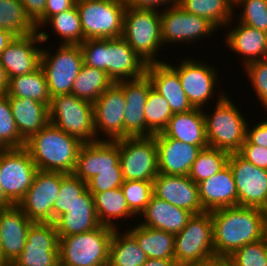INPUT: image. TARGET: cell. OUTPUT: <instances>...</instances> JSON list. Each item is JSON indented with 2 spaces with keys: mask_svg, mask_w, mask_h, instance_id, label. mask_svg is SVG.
<instances>
[{
  "mask_svg": "<svg viewBox=\"0 0 267 266\" xmlns=\"http://www.w3.org/2000/svg\"><path fill=\"white\" fill-rule=\"evenodd\" d=\"M37 171V166L24 147L0 149V183L6 197L14 205L23 199Z\"/></svg>",
  "mask_w": 267,
  "mask_h": 266,
  "instance_id": "4fadbf2b",
  "label": "cell"
},
{
  "mask_svg": "<svg viewBox=\"0 0 267 266\" xmlns=\"http://www.w3.org/2000/svg\"><path fill=\"white\" fill-rule=\"evenodd\" d=\"M0 265H4V255L2 252L1 239H0Z\"/></svg>",
  "mask_w": 267,
  "mask_h": 266,
  "instance_id": "94428289",
  "label": "cell"
},
{
  "mask_svg": "<svg viewBox=\"0 0 267 266\" xmlns=\"http://www.w3.org/2000/svg\"><path fill=\"white\" fill-rule=\"evenodd\" d=\"M199 200L206 212L237 205V188L229 165L198 183Z\"/></svg>",
  "mask_w": 267,
  "mask_h": 266,
  "instance_id": "484cf974",
  "label": "cell"
},
{
  "mask_svg": "<svg viewBox=\"0 0 267 266\" xmlns=\"http://www.w3.org/2000/svg\"><path fill=\"white\" fill-rule=\"evenodd\" d=\"M0 28L15 36L32 35L38 31L20 0H0Z\"/></svg>",
  "mask_w": 267,
  "mask_h": 266,
  "instance_id": "74e56055",
  "label": "cell"
},
{
  "mask_svg": "<svg viewBox=\"0 0 267 266\" xmlns=\"http://www.w3.org/2000/svg\"><path fill=\"white\" fill-rule=\"evenodd\" d=\"M158 157V171L162 174L188 176L192 164L202 149L192 144L155 134Z\"/></svg>",
  "mask_w": 267,
  "mask_h": 266,
  "instance_id": "603a6c76",
  "label": "cell"
},
{
  "mask_svg": "<svg viewBox=\"0 0 267 266\" xmlns=\"http://www.w3.org/2000/svg\"><path fill=\"white\" fill-rule=\"evenodd\" d=\"M174 245L175 260L179 266L197 265L216 259L211 213L193 214L187 225L175 235Z\"/></svg>",
  "mask_w": 267,
  "mask_h": 266,
  "instance_id": "9c48e42d",
  "label": "cell"
},
{
  "mask_svg": "<svg viewBox=\"0 0 267 266\" xmlns=\"http://www.w3.org/2000/svg\"><path fill=\"white\" fill-rule=\"evenodd\" d=\"M48 108L52 125L83 144L96 141L93 103L73 94H64L52 96Z\"/></svg>",
  "mask_w": 267,
  "mask_h": 266,
  "instance_id": "52a82bcc",
  "label": "cell"
},
{
  "mask_svg": "<svg viewBox=\"0 0 267 266\" xmlns=\"http://www.w3.org/2000/svg\"><path fill=\"white\" fill-rule=\"evenodd\" d=\"M49 35L38 30L32 35L15 36L0 53V61L8 79L32 73L40 67L42 48L38 45L44 44Z\"/></svg>",
  "mask_w": 267,
  "mask_h": 266,
  "instance_id": "ac0fdd59",
  "label": "cell"
},
{
  "mask_svg": "<svg viewBox=\"0 0 267 266\" xmlns=\"http://www.w3.org/2000/svg\"><path fill=\"white\" fill-rule=\"evenodd\" d=\"M15 38V35L10 31L0 28V53L8 46Z\"/></svg>",
  "mask_w": 267,
  "mask_h": 266,
  "instance_id": "9f6ffc18",
  "label": "cell"
},
{
  "mask_svg": "<svg viewBox=\"0 0 267 266\" xmlns=\"http://www.w3.org/2000/svg\"><path fill=\"white\" fill-rule=\"evenodd\" d=\"M141 216L144 221L139 224L176 235L187 225L193 213L152 195Z\"/></svg>",
  "mask_w": 267,
  "mask_h": 266,
  "instance_id": "f1b7e54d",
  "label": "cell"
},
{
  "mask_svg": "<svg viewBox=\"0 0 267 266\" xmlns=\"http://www.w3.org/2000/svg\"><path fill=\"white\" fill-rule=\"evenodd\" d=\"M82 144L49 122L25 142L24 148L38 170L73 174Z\"/></svg>",
  "mask_w": 267,
  "mask_h": 266,
  "instance_id": "3957f363",
  "label": "cell"
},
{
  "mask_svg": "<svg viewBox=\"0 0 267 266\" xmlns=\"http://www.w3.org/2000/svg\"><path fill=\"white\" fill-rule=\"evenodd\" d=\"M119 231L110 240L108 266H142L148 259L145 252L127 231Z\"/></svg>",
  "mask_w": 267,
  "mask_h": 266,
  "instance_id": "d590c367",
  "label": "cell"
},
{
  "mask_svg": "<svg viewBox=\"0 0 267 266\" xmlns=\"http://www.w3.org/2000/svg\"><path fill=\"white\" fill-rule=\"evenodd\" d=\"M230 153L207 147L201 150L192 164L189 178L196 184L208 179L228 165Z\"/></svg>",
  "mask_w": 267,
  "mask_h": 266,
  "instance_id": "ab89813d",
  "label": "cell"
},
{
  "mask_svg": "<svg viewBox=\"0 0 267 266\" xmlns=\"http://www.w3.org/2000/svg\"><path fill=\"white\" fill-rule=\"evenodd\" d=\"M236 5V6H235ZM234 7H243L238 14V22L267 33V5L265 0H236Z\"/></svg>",
  "mask_w": 267,
  "mask_h": 266,
  "instance_id": "f6af8a7d",
  "label": "cell"
},
{
  "mask_svg": "<svg viewBox=\"0 0 267 266\" xmlns=\"http://www.w3.org/2000/svg\"><path fill=\"white\" fill-rule=\"evenodd\" d=\"M168 138L199 147H209L203 109L193 108L184 113L173 114L161 132Z\"/></svg>",
  "mask_w": 267,
  "mask_h": 266,
  "instance_id": "f546056e",
  "label": "cell"
},
{
  "mask_svg": "<svg viewBox=\"0 0 267 266\" xmlns=\"http://www.w3.org/2000/svg\"><path fill=\"white\" fill-rule=\"evenodd\" d=\"M6 94L18 98H31L48 107L51 101L46 77L41 67L32 73L10 78Z\"/></svg>",
  "mask_w": 267,
  "mask_h": 266,
  "instance_id": "e575fe53",
  "label": "cell"
},
{
  "mask_svg": "<svg viewBox=\"0 0 267 266\" xmlns=\"http://www.w3.org/2000/svg\"><path fill=\"white\" fill-rule=\"evenodd\" d=\"M75 0H47L43 13V24L53 15L71 9L75 6Z\"/></svg>",
  "mask_w": 267,
  "mask_h": 266,
  "instance_id": "f5cc1de1",
  "label": "cell"
},
{
  "mask_svg": "<svg viewBox=\"0 0 267 266\" xmlns=\"http://www.w3.org/2000/svg\"><path fill=\"white\" fill-rule=\"evenodd\" d=\"M114 230L100 225L86 233L59 236L62 266H108L109 245Z\"/></svg>",
  "mask_w": 267,
  "mask_h": 266,
  "instance_id": "8992f818",
  "label": "cell"
},
{
  "mask_svg": "<svg viewBox=\"0 0 267 266\" xmlns=\"http://www.w3.org/2000/svg\"><path fill=\"white\" fill-rule=\"evenodd\" d=\"M124 3L127 7L136 9H158L160 6L165 8L173 6L178 3V0H124Z\"/></svg>",
  "mask_w": 267,
  "mask_h": 266,
  "instance_id": "db71d44e",
  "label": "cell"
},
{
  "mask_svg": "<svg viewBox=\"0 0 267 266\" xmlns=\"http://www.w3.org/2000/svg\"><path fill=\"white\" fill-rule=\"evenodd\" d=\"M146 74L153 88L166 98L173 114L188 112L194 108L181 86L178 73L166 61L149 63Z\"/></svg>",
  "mask_w": 267,
  "mask_h": 266,
  "instance_id": "d4e9b609",
  "label": "cell"
},
{
  "mask_svg": "<svg viewBox=\"0 0 267 266\" xmlns=\"http://www.w3.org/2000/svg\"><path fill=\"white\" fill-rule=\"evenodd\" d=\"M55 51L52 54L49 48H42L40 60L51 97L71 94L74 80L84 64L80 45L60 44Z\"/></svg>",
  "mask_w": 267,
  "mask_h": 266,
  "instance_id": "30bf717a",
  "label": "cell"
},
{
  "mask_svg": "<svg viewBox=\"0 0 267 266\" xmlns=\"http://www.w3.org/2000/svg\"><path fill=\"white\" fill-rule=\"evenodd\" d=\"M255 126L247 124L246 138L255 145L267 148V119L259 121Z\"/></svg>",
  "mask_w": 267,
  "mask_h": 266,
  "instance_id": "816d5d0a",
  "label": "cell"
},
{
  "mask_svg": "<svg viewBox=\"0 0 267 266\" xmlns=\"http://www.w3.org/2000/svg\"><path fill=\"white\" fill-rule=\"evenodd\" d=\"M127 229L147 258L175 259L174 234L144 226L139 222L133 228Z\"/></svg>",
  "mask_w": 267,
  "mask_h": 266,
  "instance_id": "1f68e13d",
  "label": "cell"
},
{
  "mask_svg": "<svg viewBox=\"0 0 267 266\" xmlns=\"http://www.w3.org/2000/svg\"><path fill=\"white\" fill-rule=\"evenodd\" d=\"M0 266H14L13 264H6V265H0Z\"/></svg>",
  "mask_w": 267,
  "mask_h": 266,
  "instance_id": "be15d7a7",
  "label": "cell"
},
{
  "mask_svg": "<svg viewBox=\"0 0 267 266\" xmlns=\"http://www.w3.org/2000/svg\"><path fill=\"white\" fill-rule=\"evenodd\" d=\"M215 103V108H211L212 114H206L207 106L203 108L208 145L228 153H238L246 140L247 119L227 94Z\"/></svg>",
  "mask_w": 267,
  "mask_h": 266,
  "instance_id": "277c9868",
  "label": "cell"
},
{
  "mask_svg": "<svg viewBox=\"0 0 267 266\" xmlns=\"http://www.w3.org/2000/svg\"><path fill=\"white\" fill-rule=\"evenodd\" d=\"M66 173L38 170L31 187L17 206L33 222L53 223V204Z\"/></svg>",
  "mask_w": 267,
  "mask_h": 266,
  "instance_id": "9a60e30c",
  "label": "cell"
},
{
  "mask_svg": "<svg viewBox=\"0 0 267 266\" xmlns=\"http://www.w3.org/2000/svg\"><path fill=\"white\" fill-rule=\"evenodd\" d=\"M8 81L9 79L0 61V93H6L8 88Z\"/></svg>",
  "mask_w": 267,
  "mask_h": 266,
  "instance_id": "680465c9",
  "label": "cell"
},
{
  "mask_svg": "<svg viewBox=\"0 0 267 266\" xmlns=\"http://www.w3.org/2000/svg\"><path fill=\"white\" fill-rule=\"evenodd\" d=\"M105 169H121L117 140H96L82 144L73 174L87 182Z\"/></svg>",
  "mask_w": 267,
  "mask_h": 266,
  "instance_id": "7402d4cb",
  "label": "cell"
},
{
  "mask_svg": "<svg viewBox=\"0 0 267 266\" xmlns=\"http://www.w3.org/2000/svg\"><path fill=\"white\" fill-rule=\"evenodd\" d=\"M227 259L231 266H267V236L237 249Z\"/></svg>",
  "mask_w": 267,
  "mask_h": 266,
  "instance_id": "bcb514c9",
  "label": "cell"
},
{
  "mask_svg": "<svg viewBox=\"0 0 267 266\" xmlns=\"http://www.w3.org/2000/svg\"><path fill=\"white\" fill-rule=\"evenodd\" d=\"M162 42L167 43H194L211 37L218 28L206 18L190 14L178 3L164 9H160ZM207 35V36H206ZM187 42V43H186Z\"/></svg>",
  "mask_w": 267,
  "mask_h": 266,
  "instance_id": "5bb4252c",
  "label": "cell"
},
{
  "mask_svg": "<svg viewBox=\"0 0 267 266\" xmlns=\"http://www.w3.org/2000/svg\"><path fill=\"white\" fill-rule=\"evenodd\" d=\"M147 128L155 135L161 133L167 126L173 113L166 98L160 95L153 86L144 107Z\"/></svg>",
  "mask_w": 267,
  "mask_h": 266,
  "instance_id": "60d3db41",
  "label": "cell"
},
{
  "mask_svg": "<svg viewBox=\"0 0 267 266\" xmlns=\"http://www.w3.org/2000/svg\"><path fill=\"white\" fill-rule=\"evenodd\" d=\"M238 153L256 167L267 169V148L252 144L246 138Z\"/></svg>",
  "mask_w": 267,
  "mask_h": 266,
  "instance_id": "681fc988",
  "label": "cell"
},
{
  "mask_svg": "<svg viewBox=\"0 0 267 266\" xmlns=\"http://www.w3.org/2000/svg\"><path fill=\"white\" fill-rule=\"evenodd\" d=\"M87 190L86 182L74 174H67L60 185V192L53 204V222L62 214L67 213L69 208Z\"/></svg>",
  "mask_w": 267,
  "mask_h": 266,
  "instance_id": "7bdbcfd3",
  "label": "cell"
},
{
  "mask_svg": "<svg viewBox=\"0 0 267 266\" xmlns=\"http://www.w3.org/2000/svg\"><path fill=\"white\" fill-rule=\"evenodd\" d=\"M112 83L105 71L83 64L74 80L71 94L94 103Z\"/></svg>",
  "mask_w": 267,
  "mask_h": 266,
  "instance_id": "8d00e7d4",
  "label": "cell"
},
{
  "mask_svg": "<svg viewBox=\"0 0 267 266\" xmlns=\"http://www.w3.org/2000/svg\"><path fill=\"white\" fill-rule=\"evenodd\" d=\"M14 204L6 197L3 187L0 183V209L13 207Z\"/></svg>",
  "mask_w": 267,
  "mask_h": 266,
  "instance_id": "91938a15",
  "label": "cell"
},
{
  "mask_svg": "<svg viewBox=\"0 0 267 266\" xmlns=\"http://www.w3.org/2000/svg\"><path fill=\"white\" fill-rule=\"evenodd\" d=\"M124 183V178L121 169H105L99 171V174L89 179L87 190L90 193L104 192L110 189L121 187Z\"/></svg>",
  "mask_w": 267,
  "mask_h": 266,
  "instance_id": "c3c4849f",
  "label": "cell"
},
{
  "mask_svg": "<svg viewBox=\"0 0 267 266\" xmlns=\"http://www.w3.org/2000/svg\"><path fill=\"white\" fill-rule=\"evenodd\" d=\"M27 15L36 24L38 30H42L43 26V13L47 0H20Z\"/></svg>",
  "mask_w": 267,
  "mask_h": 266,
  "instance_id": "f907efd6",
  "label": "cell"
},
{
  "mask_svg": "<svg viewBox=\"0 0 267 266\" xmlns=\"http://www.w3.org/2000/svg\"><path fill=\"white\" fill-rule=\"evenodd\" d=\"M124 181H153L159 174L155 135L117 140Z\"/></svg>",
  "mask_w": 267,
  "mask_h": 266,
  "instance_id": "8fae6325",
  "label": "cell"
},
{
  "mask_svg": "<svg viewBox=\"0 0 267 266\" xmlns=\"http://www.w3.org/2000/svg\"><path fill=\"white\" fill-rule=\"evenodd\" d=\"M216 258L227 259L237 249L267 236V211L230 206L211 211Z\"/></svg>",
  "mask_w": 267,
  "mask_h": 266,
  "instance_id": "6da1fadb",
  "label": "cell"
},
{
  "mask_svg": "<svg viewBox=\"0 0 267 266\" xmlns=\"http://www.w3.org/2000/svg\"><path fill=\"white\" fill-rule=\"evenodd\" d=\"M125 105L123 90L116 82L97 98L93 103L96 140L115 141L124 138ZM100 133L105 139L101 138Z\"/></svg>",
  "mask_w": 267,
  "mask_h": 266,
  "instance_id": "e0dca14e",
  "label": "cell"
},
{
  "mask_svg": "<svg viewBox=\"0 0 267 266\" xmlns=\"http://www.w3.org/2000/svg\"><path fill=\"white\" fill-rule=\"evenodd\" d=\"M48 266H62L60 259H58L54 264L48 265Z\"/></svg>",
  "mask_w": 267,
  "mask_h": 266,
  "instance_id": "6125c7cd",
  "label": "cell"
},
{
  "mask_svg": "<svg viewBox=\"0 0 267 266\" xmlns=\"http://www.w3.org/2000/svg\"><path fill=\"white\" fill-rule=\"evenodd\" d=\"M159 9H136L126 7L122 38L147 63L165 62L157 60L162 42Z\"/></svg>",
  "mask_w": 267,
  "mask_h": 266,
  "instance_id": "5b68a950",
  "label": "cell"
},
{
  "mask_svg": "<svg viewBox=\"0 0 267 266\" xmlns=\"http://www.w3.org/2000/svg\"><path fill=\"white\" fill-rule=\"evenodd\" d=\"M123 90L126 105L124 112V138L153 136L144 116L152 82L147 74L136 79L116 82Z\"/></svg>",
  "mask_w": 267,
  "mask_h": 266,
  "instance_id": "ffe728a7",
  "label": "cell"
},
{
  "mask_svg": "<svg viewBox=\"0 0 267 266\" xmlns=\"http://www.w3.org/2000/svg\"><path fill=\"white\" fill-rule=\"evenodd\" d=\"M25 142L13 118L8 95L0 93V149L23 148Z\"/></svg>",
  "mask_w": 267,
  "mask_h": 266,
  "instance_id": "b9f144b4",
  "label": "cell"
},
{
  "mask_svg": "<svg viewBox=\"0 0 267 266\" xmlns=\"http://www.w3.org/2000/svg\"><path fill=\"white\" fill-rule=\"evenodd\" d=\"M60 36L61 44L80 45L84 41L80 15L76 5L68 10L51 16L41 27L49 25ZM52 24V25H51Z\"/></svg>",
  "mask_w": 267,
  "mask_h": 266,
  "instance_id": "f35d334b",
  "label": "cell"
},
{
  "mask_svg": "<svg viewBox=\"0 0 267 266\" xmlns=\"http://www.w3.org/2000/svg\"><path fill=\"white\" fill-rule=\"evenodd\" d=\"M32 223L17 205L0 209V239L4 265L13 264L19 257Z\"/></svg>",
  "mask_w": 267,
  "mask_h": 266,
  "instance_id": "cb8c5ba5",
  "label": "cell"
},
{
  "mask_svg": "<svg viewBox=\"0 0 267 266\" xmlns=\"http://www.w3.org/2000/svg\"><path fill=\"white\" fill-rule=\"evenodd\" d=\"M191 266H231V264L228 259L216 258L209 262L200 263V264L191 265Z\"/></svg>",
  "mask_w": 267,
  "mask_h": 266,
  "instance_id": "6f0895ef",
  "label": "cell"
},
{
  "mask_svg": "<svg viewBox=\"0 0 267 266\" xmlns=\"http://www.w3.org/2000/svg\"><path fill=\"white\" fill-rule=\"evenodd\" d=\"M59 259V236L54 223L33 222L24 249L14 266H48Z\"/></svg>",
  "mask_w": 267,
  "mask_h": 266,
  "instance_id": "d6986e66",
  "label": "cell"
},
{
  "mask_svg": "<svg viewBox=\"0 0 267 266\" xmlns=\"http://www.w3.org/2000/svg\"><path fill=\"white\" fill-rule=\"evenodd\" d=\"M129 209L139 216L153 195V181L127 180L121 186Z\"/></svg>",
  "mask_w": 267,
  "mask_h": 266,
  "instance_id": "ee69618b",
  "label": "cell"
},
{
  "mask_svg": "<svg viewBox=\"0 0 267 266\" xmlns=\"http://www.w3.org/2000/svg\"><path fill=\"white\" fill-rule=\"evenodd\" d=\"M142 266H179L175 259L148 258Z\"/></svg>",
  "mask_w": 267,
  "mask_h": 266,
  "instance_id": "11a10c76",
  "label": "cell"
},
{
  "mask_svg": "<svg viewBox=\"0 0 267 266\" xmlns=\"http://www.w3.org/2000/svg\"><path fill=\"white\" fill-rule=\"evenodd\" d=\"M166 62L178 73L181 86L194 108L203 109L212 98L221 100L225 96L226 92L223 91L217 95L218 98H215L219 74L214 65L210 66L211 62L208 64L202 59L199 61L198 58L192 57L184 58L178 66Z\"/></svg>",
  "mask_w": 267,
  "mask_h": 266,
  "instance_id": "7c38bea8",
  "label": "cell"
},
{
  "mask_svg": "<svg viewBox=\"0 0 267 266\" xmlns=\"http://www.w3.org/2000/svg\"><path fill=\"white\" fill-rule=\"evenodd\" d=\"M75 5L84 40L122 37L127 7L124 0H79Z\"/></svg>",
  "mask_w": 267,
  "mask_h": 266,
  "instance_id": "ba28073f",
  "label": "cell"
},
{
  "mask_svg": "<svg viewBox=\"0 0 267 266\" xmlns=\"http://www.w3.org/2000/svg\"><path fill=\"white\" fill-rule=\"evenodd\" d=\"M236 25V27L233 25L231 30L226 31L227 36L224 40H226L229 50L242 57V66L252 61L266 59L267 33L241 22H236Z\"/></svg>",
  "mask_w": 267,
  "mask_h": 266,
  "instance_id": "83f0119b",
  "label": "cell"
},
{
  "mask_svg": "<svg viewBox=\"0 0 267 266\" xmlns=\"http://www.w3.org/2000/svg\"><path fill=\"white\" fill-rule=\"evenodd\" d=\"M153 195L193 214L205 212L199 200L198 184L189 176L159 173L153 180Z\"/></svg>",
  "mask_w": 267,
  "mask_h": 266,
  "instance_id": "44dd1931",
  "label": "cell"
},
{
  "mask_svg": "<svg viewBox=\"0 0 267 266\" xmlns=\"http://www.w3.org/2000/svg\"><path fill=\"white\" fill-rule=\"evenodd\" d=\"M80 47L84 65L105 71L113 82L146 74L148 64L122 37L84 40Z\"/></svg>",
  "mask_w": 267,
  "mask_h": 266,
  "instance_id": "7a4b0ae2",
  "label": "cell"
},
{
  "mask_svg": "<svg viewBox=\"0 0 267 266\" xmlns=\"http://www.w3.org/2000/svg\"><path fill=\"white\" fill-rule=\"evenodd\" d=\"M245 74L248 75L251 87L254 88L257 99L267 112V58L252 61L244 66ZM247 72V73H246Z\"/></svg>",
  "mask_w": 267,
  "mask_h": 266,
  "instance_id": "7dc6e473",
  "label": "cell"
},
{
  "mask_svg": "<svg viewBox=\"0 0 267 266\" xmlns=\"http://www.w3.org/2000/svg\"><path fill=\"white\" fill-rule=\"evenodd\" d=\"M178 4L190 14L206 18L217 28L232 27L234 2L231 0H178Z\"/></svg>",
  "mask_w": 267,
  "mask_h": 266,
  "instance_id": "836d02e7",
  "label": "cell"
},
{
  "mask_svg": "<svg viewBox=\"0 0 267 266\" xmlns=\"http://www.w3.org/2000/svg\"><path fill=\"white\" fill-rule=\"evenodd\" d=\"M13 118L21 137L27 141L49 122V108L31 98L8 96Z\"/></svg>",
  "mask_w": 267,
  "mask_h": 266,
  "instance_id": "4dcf8cb0",
  "label": "cell"
},
{
  "mask_svg": "<svg viewBox=\"0 0 267 266\" xmlns=\"http://www.w3.org/2000/svg\"><path fill=\"white\" fill-rule=\"evenodd\" d=\"M237 188V205L267 211V169L256 167L239 153L228 159Z\"/></svg>",
  "mask_w": 267,
  "mask_h": 266,
  "instance_id": "2e32d148",
  "label": "cell"
},
{
  "mask_svg": "<svg viewBox=\"0 0 267 266\" xmlns=\"http://www.w3.org/2000/svg\"><path fill=\"white\" fill-rule=\"evenodd\" d=\"M94 198L95 210L101 225L118 229L116 221L137 217L128 207L121 187L104 192L91 193ZM116 220V221H115ZM118 227V228H117Z\"/></svg>",
  "mask_w": 267,
  "mask_h": 266,
  "instance_id": "d6a6232c",
  "label": "cell"
},
{
  "mask_svg": "<svg viewBox=\"0 0 267 266\" xmlns=\"http://www.w3.org/2000/svg\"><path fill=\"white\" fill-rule=\"evenodd\" d=\"M58 236H70L86 233L99 227L93 195L86 190L69 208L67 213L60 215L54 222Z\"/></svg>",
  "mask_w": 267,
  "mask_h": 266,
  "instance_id": "4316f807",
  "label": "cell"
}]
</instances>
